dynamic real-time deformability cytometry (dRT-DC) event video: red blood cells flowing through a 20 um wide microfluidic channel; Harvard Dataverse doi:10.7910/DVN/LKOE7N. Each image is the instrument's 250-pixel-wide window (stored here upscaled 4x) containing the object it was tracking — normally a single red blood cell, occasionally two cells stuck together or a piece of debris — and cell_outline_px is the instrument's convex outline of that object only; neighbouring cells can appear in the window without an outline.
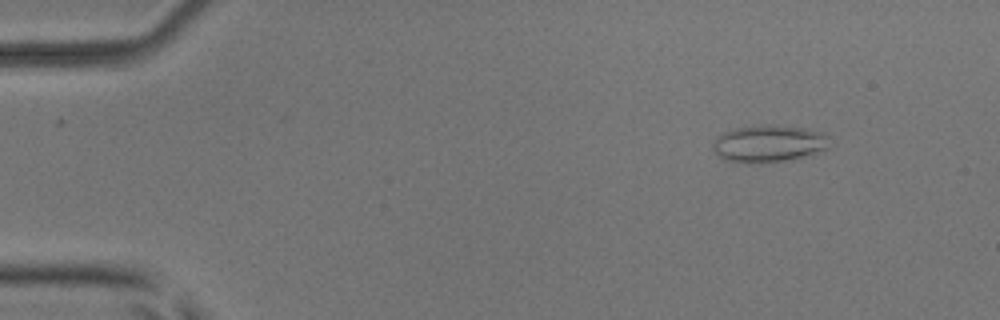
{"species": "common noctule bat (a hibernating species)", "species_latin": "Nyctalus noctula", "temperature_condition": "room temperature", "stored_images_in_passage": 4, "camera_frame_rate_fps": 3000, "um_per_image_px": 0.085, "animal": {"sex": "male", "body_mass_g": 17.9, "forearm_length_mm": 54.2}, "frame": {"image": 1, "passage_image": 1, "time_ms": 0.0, "image_size_px": [1000, 320], "cell_outline_px": [[828, 148], [812, 156], [792, 160], [760, 164], [748, 164], [724, 160], [712, 148], [712, 144], [716, 136], [724, 132], [736, 128], [764, 124], [804, 128], [824, 132], [828, 136]], "centroid_in_image_um": [65.36, 12.24], "position_along_channel_um": 19.6, "area_um2": 25.89}}